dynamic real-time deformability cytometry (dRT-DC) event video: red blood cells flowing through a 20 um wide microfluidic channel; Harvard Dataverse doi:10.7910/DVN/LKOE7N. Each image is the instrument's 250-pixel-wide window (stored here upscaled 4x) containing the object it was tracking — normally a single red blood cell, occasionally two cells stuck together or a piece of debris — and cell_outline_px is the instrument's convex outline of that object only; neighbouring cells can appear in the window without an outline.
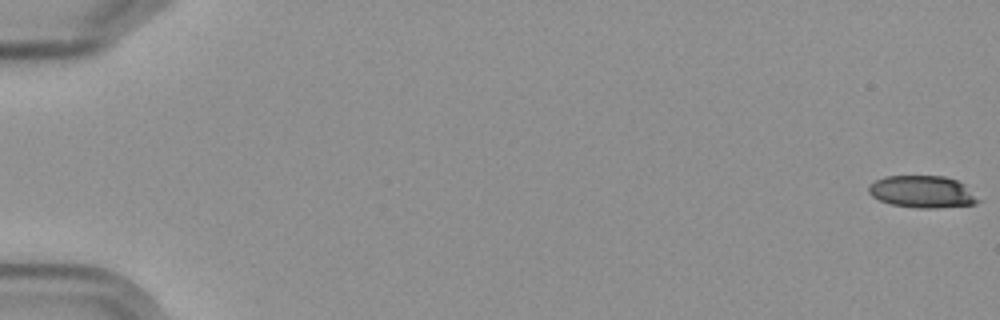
{"species": "Egyptian fruit bat (a non-hibernating species)", "species_latin": "Rousettus aegyptiacus", "temperature_condition": "cold", "stored_images_in_passage": 12, "camera_frame_rate_fps": 3000, "um_per_image_px": 0.085, "frame": {"image": 1, "passage_image": 1, "time_ms": 0.0, "image_size_px": [1000, 320], "cell_outline_px": [[984, 200], [976, 204], [936, 208], [916, 208], [892, 204], [880, 200], [872, 196], [868, 192], [868, 188], [876, 180], [884, 176], [944, 176], [956, 180], [964, 184]], "centroid_in_image_um": [78.47, 16.31], "position_along_channel_um": 6.5, "area_um2": 20.63}}
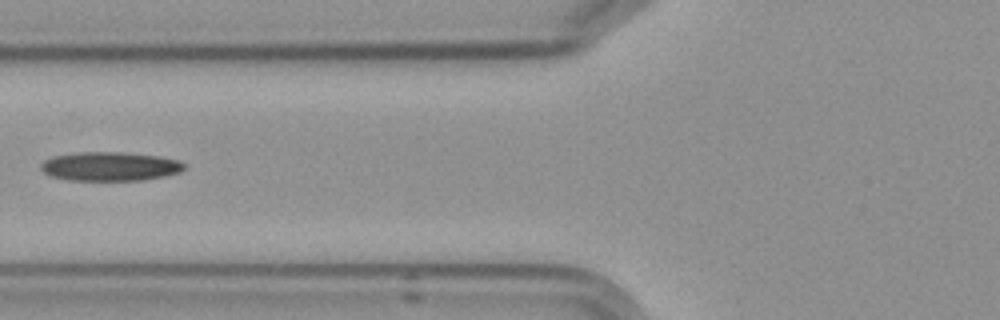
{"frame": {"image": 2, "passage_image": 7, "time_ms": 8.0, "image_size_px": [1000, 320], "cell_outline_px": [[184, 168], [180, 172], [164, 176], [140, 180], [68, 180], [52, 176], [44, 172], [40, 168], [40, 164], [44, 160], [52, 156], [76, 152], [124, 152], [160, 156], [180, 160], [184, 164]], "centroid_in_image_um": [9.34, 14.13], "position_along_channel_um": 116.5, "area_um2": 24.28}}
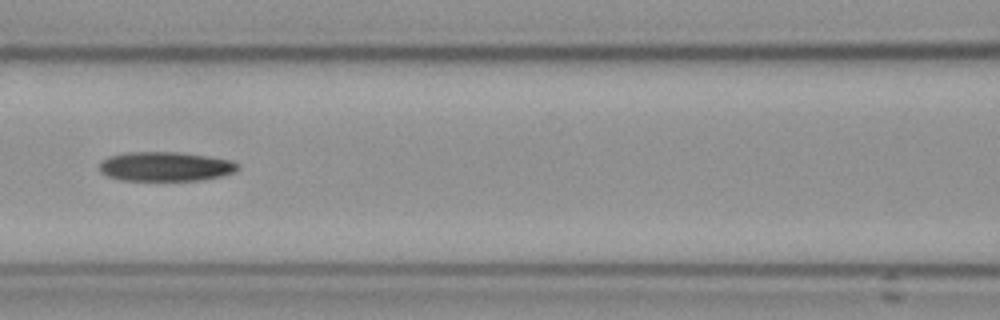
{"frame": {"image": 3, "passage_image": 8, "time_ms": 9.0, "image_size_px": [1000, 320], "cell_outline_px": [[240, 168], [236, 172], [220, 176], [200, 180], [120, 180], [108, 176], [100, 172], [100, 160], [108, 156], [128, 152], [176, 152], [232, 160], [240, 164]], "centroid_in_image_um": [14.06, 14.15], "position_along_channel_um": 152.5, "area_um2": 23.7}}